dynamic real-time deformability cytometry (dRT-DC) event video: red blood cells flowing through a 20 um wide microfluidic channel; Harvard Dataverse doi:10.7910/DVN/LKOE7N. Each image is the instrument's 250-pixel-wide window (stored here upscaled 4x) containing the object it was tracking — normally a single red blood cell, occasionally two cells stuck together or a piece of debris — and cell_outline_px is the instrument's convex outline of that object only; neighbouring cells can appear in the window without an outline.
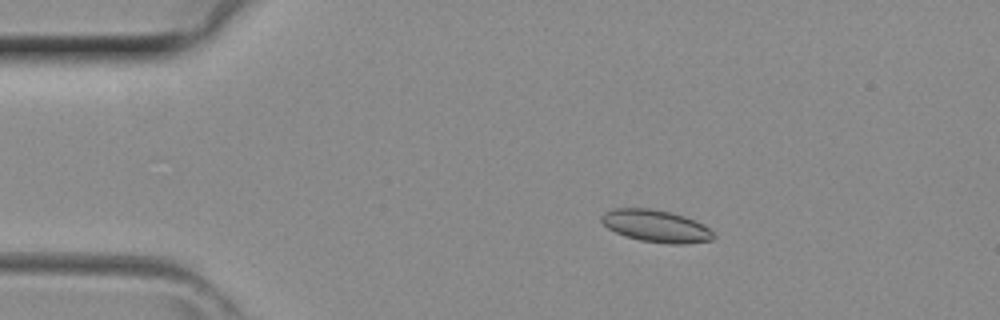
{"species": "common noctule bat (a hibernating species)", "species_latin": "Nyctalus noctula", "temperature_condition": "room temperature", "stored_images_in_passage": 41, "camera_frame_rate_fps": 3000, "um_per_image_px": 0.085, "animal": {"sex": "female", "body_mass_g": 29.2, "forearm_length_mm": 56.3}, "frame": {"image": 1, "passage_image": 7, "time_ms": 2.0, "image_size_px": [1000, 320], "cell_outline_px": [[716, 236], [712, 240], [684, 244], [668, 244], [640, 240], [624, 236], [608, 228], [600, 220], [600, 216], [604, 212], [612, 208], [652, 208], [684, 216], [704, 224]], "centroid_in_image_um": [55.74, 19.21], "position_along_channel_um": 29.3, "area_um2": 21.1}}
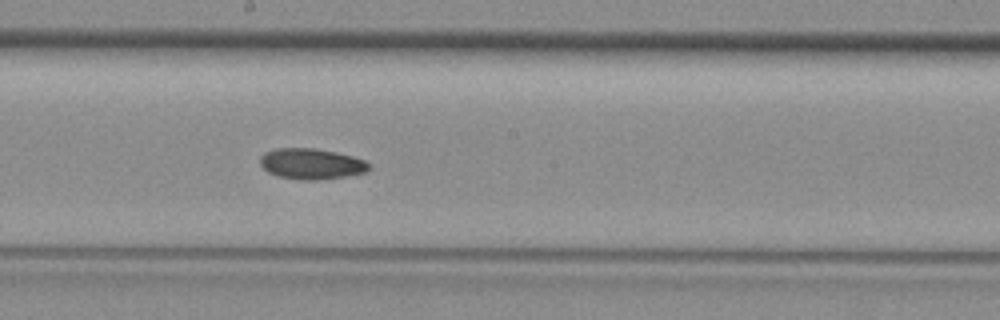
{"frame": {"image": 2, "passage_image": 22, "time_ms": 7.0, "image_size_px": [1000, 320], "cell_outline_px": [[368, 168], [364, 172], [344, 176], [316, 180], [300, 180], [276, 176], [268, 172], [260, 164], [260, 156], [264, 152], [276, 148], [316, 148], [336, 152], [352, 156], [364, 160], [368, 164]], "centroid_in_image_um": [26.4, 13.92], "position_along_channel_um": 221.8, "area_um2": 19.42}}
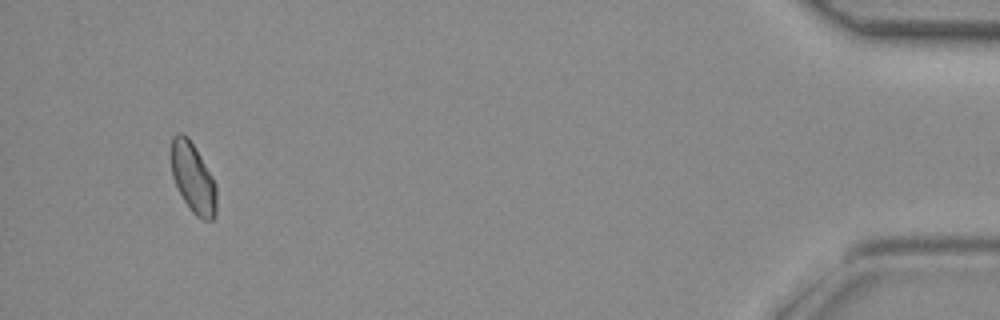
{"frame": {"image": 3, "passage_image": 39, "time_ms": 12.667, "image_size_px": [1000, 320], "cell_outline_px": [[216, 216], [212, 220], [200, 220], [192, 212], [184, 200], [172, 176], [172, 136], [180, 132], [188, 136], [196, 148], [212, 176], [216, 184]], "centroid_in_image_um": [16.43, 15.14], "position_along_channel_um": 418.8, "area_um2": 18.44}}